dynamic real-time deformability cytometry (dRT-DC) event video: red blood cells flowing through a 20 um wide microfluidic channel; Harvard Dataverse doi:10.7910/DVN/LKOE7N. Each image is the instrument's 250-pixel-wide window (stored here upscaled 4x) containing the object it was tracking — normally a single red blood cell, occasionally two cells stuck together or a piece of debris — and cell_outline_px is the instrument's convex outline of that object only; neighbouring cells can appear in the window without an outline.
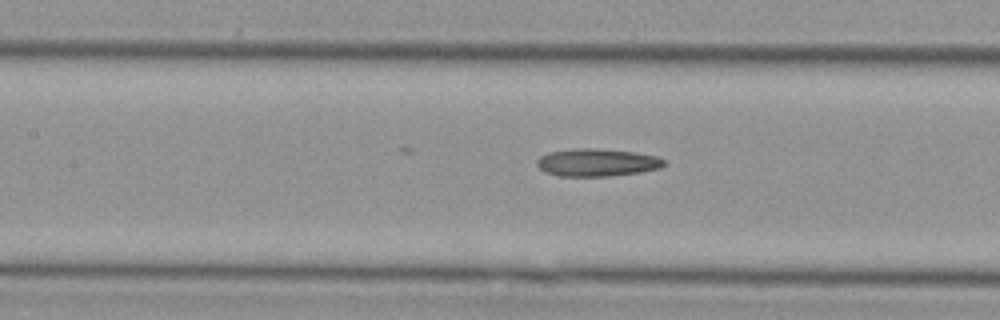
{"species": "Egyptian fruit bat (a non-hibernating species)", "species_latin": "Rousettus aegyptiacus", "temperature_condition": "cold", "stored_images_in_passage": 23, "camera_frame_rate_fps": 3000, "um_per_image_px": 0.085, "animal": {"sex": "female"}, "frame": {"image": 1, "passage_image": 7, "time_ms": 2.0, "image_size_px": [1000, 320], "cell_outline_px": [[664, 164], [660, 168], [640, 172], [608, 176], [560, 176], [544, 172], [536, 164], [536, 160], [540, 156], [548, 152], [576, 148], [596, 148], [632, 152], [656, 156], [664, 160]], "centroid_in_image_um": [50.69, 13.81], "position_along_channel_um": 156.7, "area_um2": 20.4}}
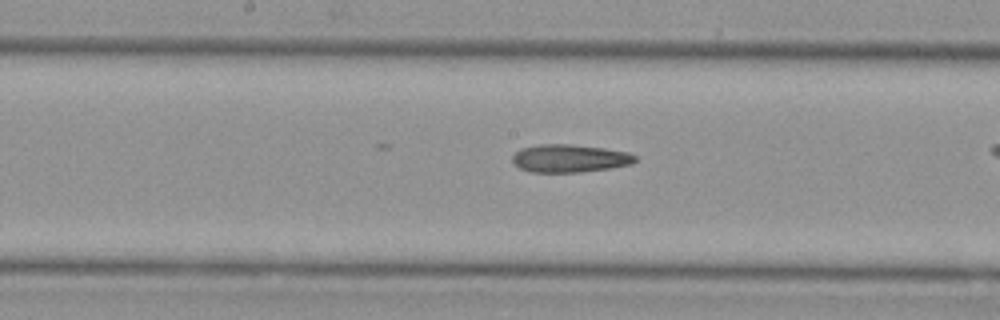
{"frame": {"image": 2, "passage_image": 10, "time_ms": 3.0, "image_size_px": [1000, 320], "cell_outline_px": [[636, 160], [632, 164], [612, 168], [580, 172], [528, 172], [512, 164], [512, 156], [520, 148], [540, 144], [572, 144], [604, 148], [628, 152], [636, 156]], "centroid_in_image_um": [48.4, 13.46], "position_along_channel_um": 199.8, "area_um2": 20.17}}